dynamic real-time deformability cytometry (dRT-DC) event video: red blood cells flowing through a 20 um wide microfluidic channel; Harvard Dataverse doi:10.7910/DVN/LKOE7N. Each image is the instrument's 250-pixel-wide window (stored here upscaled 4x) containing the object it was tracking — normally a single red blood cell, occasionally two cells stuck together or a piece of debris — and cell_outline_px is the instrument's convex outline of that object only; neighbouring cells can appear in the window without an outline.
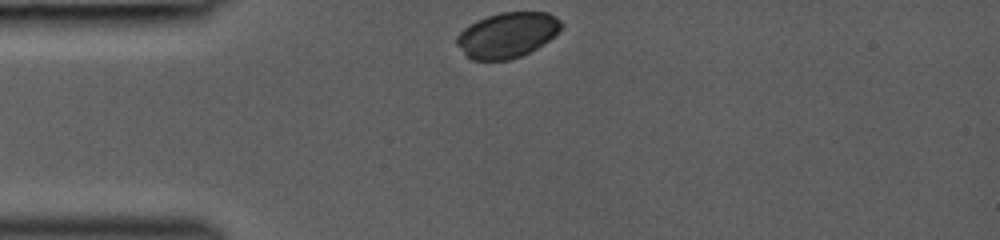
{"species": "common noctule bat (a hibernating species)", "species_latin": "Nyctalus noctula", "temperature_condition": "room temperature", "stored_images_in_passage": 12, "camera_frame_rate_fps": 3000, "um_per_image_px": 0.085, "animal": {"sex": "female", "body_mass_g": 19.0, "forearm_length_mm": 53.3}, "frame": {"image": 1, "passage_image": 1, "time_ms": 0.0, "image_size_px": [1000, 240], "cell_outline_px": [[564, 24], [544, 44], [520, 56], [508, 60], [472, 60], [464, 56], [456, 44], [456, 36], [468, 24], [476, 20], [500, 12], [548, 12], [556, 16]], "centroid_in_image_um": [43.07, 2.98], "position_along_channel_um": 41.9, "area_um2": 27.69}}
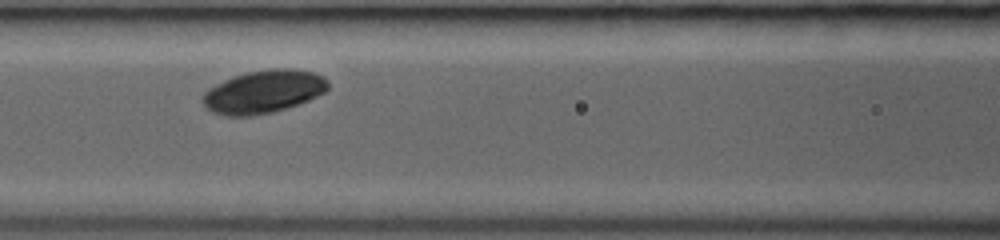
{"frame": {"image": 2, "passage_image": 6, "time_ms": 3.0, "image_size_px": [1000, 240], "cell_outline_px": [[328, 88], [324, 92], [308, 100], [272, 112], [252, 116], [224, 116], [212, 112], [200, 100], [204, 92], [208, 88], [232, 76], [244, 72], [272, 68], [292, 68], [316, 72], [324, 76], [328, 80]], "centroid_in_image_um": [22.38, 7.77], "position_along_channel_um": 144.2, "area_um2": 31.62}}
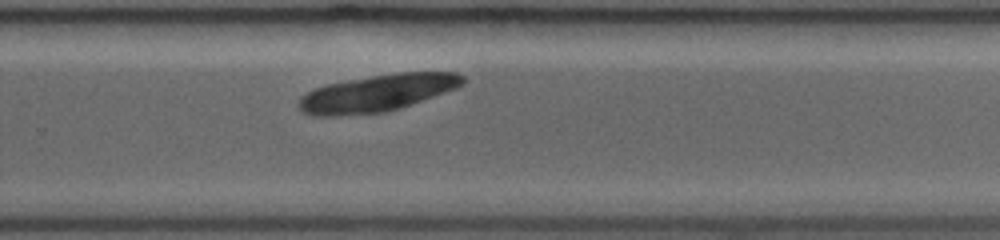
{"frame": {"image": 3, "passage_image": 12, "time_ms": 6.667, "image_size_px": [1000, 240], "cell_outline_px": [[464, 84], [456, 88], [400, 108], [388, 112], [340, 116], [312, 116], [300, 112], [296, 104], [300, 96], [316, 88], [328, 84], [372, 76], [396, 72], [456, 72], [464, 76]], "centroid_in_image_um": [32.02, 7.93], "position_along_channel_um": 297.8, "area_um2": 35.43}}